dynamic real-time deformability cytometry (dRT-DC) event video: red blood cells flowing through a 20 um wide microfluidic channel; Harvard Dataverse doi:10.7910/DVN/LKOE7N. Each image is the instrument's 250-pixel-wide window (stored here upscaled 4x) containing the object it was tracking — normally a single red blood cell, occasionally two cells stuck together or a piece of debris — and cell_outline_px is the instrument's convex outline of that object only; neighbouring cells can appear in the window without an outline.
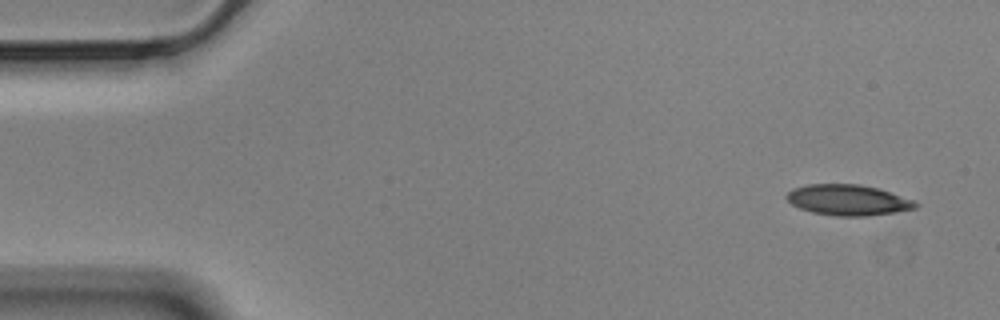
{"species": "Egyptian fruit bat (a non-hibernating species)", "species_latin": "Rousettus aegyptiacus", "temperature_condition": "cold", "stored_images_in_passage": 55, "camera_frame_rate_fps": 3000, "um_per_image_px": 0.085, "animal": {"sex": "male"}, "frame": {"image": 1, "passage_image": 1, "time_ms": 0.0, "image_size_px": [1000, 320], "cell_outline_px": [[920, 204], [916, 208], [896, 212], [864, 216], [836, 216], [812, 212], [800, 208], [792, 204], [784, 196], [792, 188], [808, 184], [860, 184], [880, 188], [912, 200]], "centroid_in_image_um": [72.07, 16.99], "position_along_channel_um": 12.9, "area_um2": 23.12}}
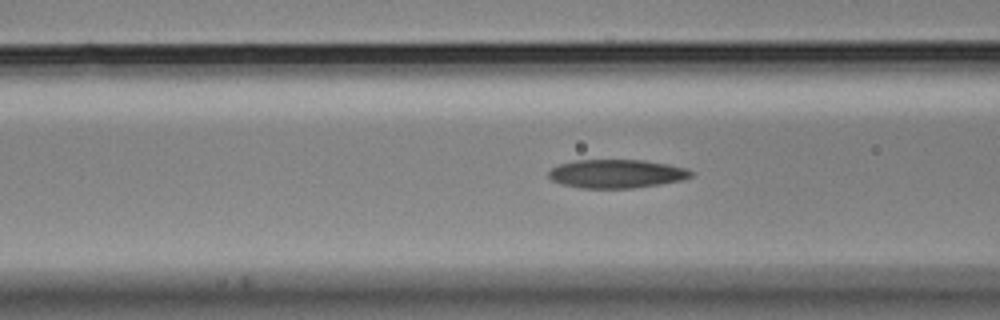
{"frame": {"image": 2, "passage_image": 19, "time_ms": 6.0, "image_size_px": [1000, 320], "cell_outline_px": [[696, 172], [692, 176], [684, 180], [660, 184], [632, 188], [580, 188], [560, 184], [552, 180], [548, 176], [548, 172], [556, 164], [576, 160], [644, 160], [668, 164], [688, 168]], "centroid_in_image_um": [52.42, 14.76], "position_along_channel_um": 114.2, "area_um2": 24.04}}
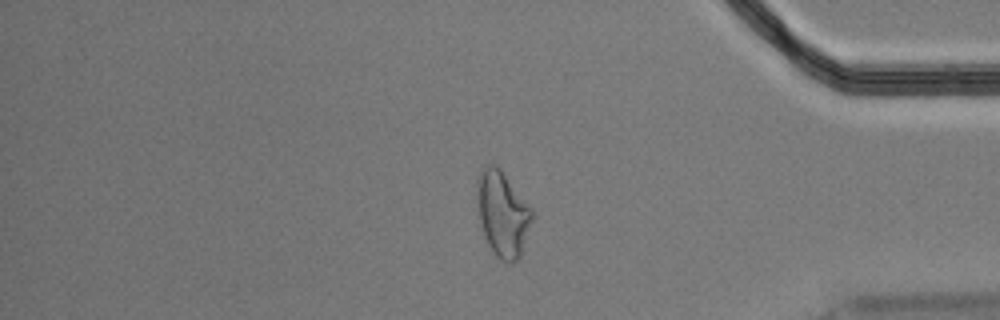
{"frame": {"image": 3, "passage_image": 45, "time_ms": 14.667, "image_size_px": [1000, 320], "cell_outline_px": [[536, 216], [520, 256], [516, 260], [508, 264], [500, 260], [496, 256], [488, 244], [484, 236], [480, 220], [476, 180], [484, 164], [496, 164], [500, 168], [532, 208]], "centroid_in_image_um": [42.76, 18.17], "position_along_channel_um": 392.4, "area_um2": 27.69}, "authors_computed_cell_mechanics": {"area_um2": 23.9292, "velocity_mm_per_s": 3.505, "shape_relaxation_time_tau1_ms": 6.5488, "shape_relaxation_time_tau2_ms": 2.8602, "deformation_change_tau1": 0.1831, "deformation_change_tau2": 0.097}}